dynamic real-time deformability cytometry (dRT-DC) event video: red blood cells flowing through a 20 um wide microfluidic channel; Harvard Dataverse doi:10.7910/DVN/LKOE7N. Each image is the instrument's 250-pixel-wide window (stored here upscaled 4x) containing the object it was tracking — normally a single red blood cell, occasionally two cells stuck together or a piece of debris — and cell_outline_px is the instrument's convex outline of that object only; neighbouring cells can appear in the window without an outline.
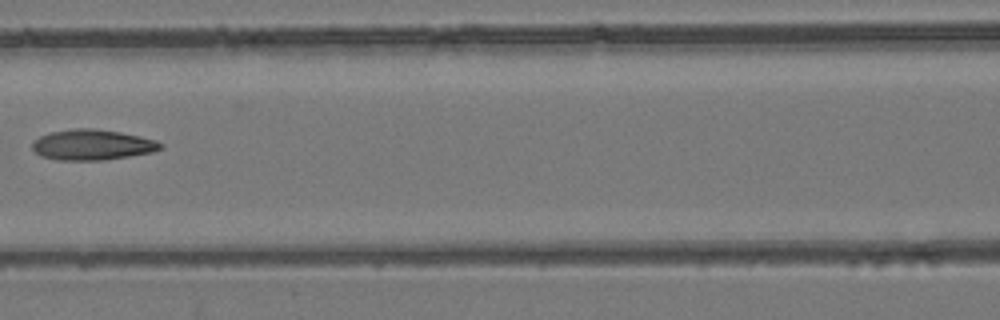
{"species": "common noctule bat (a hibernating species)", "species_latin": "Nyctalus noctula", "temperature_condition": "room temperature", "stored_images_in_passage": 8, "camera_frame_rate_fps": 3000, "um_per_image_px": 0.085, "animal": {"sex": "female", "body_mass_g": 24.6, "forearm_length_mm": 56.2}, "frame": {"image": 1, "passage_image": 7, "time_ms": 2.0, "image_size_px": [1000, 320], "cell_outline_px": [[164, 148], [152, 152], [104, 160], [56, 160], [40, 156], [32, 148], [32, 144], [40, 136], [52, 132], [76, 128], [92, 128], [120, 132], [140, 136], [156, 140], [164, 144]], "centroid_in_image_um": [7.87, 12.31], "position_along_channel_um": 158.7, "area_um2": 22.77}}
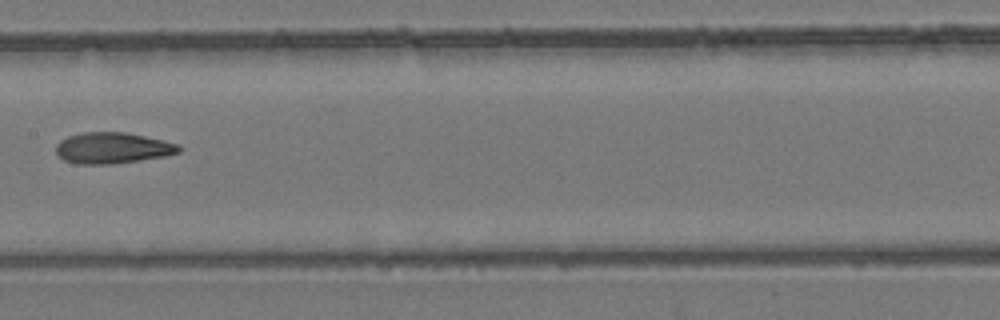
{"frame": {"image": 2, "passage_image": 8, "time_ms": 2.333, "image_size_px": [1000, 320], "cell_outline_px": [[180, 152], [164, 156], [140, 160], [112, 164], [80, 164], [64, 160], [56, 152], [56, 144], [60, 140], [68, 136], [84, 132], [124, 132], [164, 140], [176, 144], [180, 148]], "centroid_in_image_um": [9.54, 12.58], "position_along_channel_um": 197.9, "area_um2": 22.08}}